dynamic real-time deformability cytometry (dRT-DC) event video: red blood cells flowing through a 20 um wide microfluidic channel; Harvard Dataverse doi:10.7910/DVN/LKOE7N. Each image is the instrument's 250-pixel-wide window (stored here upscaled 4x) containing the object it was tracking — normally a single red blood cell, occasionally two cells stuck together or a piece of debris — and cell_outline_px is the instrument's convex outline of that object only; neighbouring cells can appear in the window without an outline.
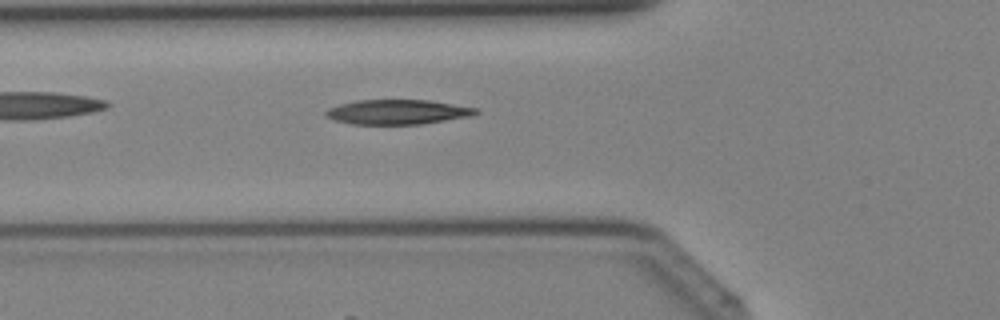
{"species": "Egyptian fruit bat (a non-hibernating species)", "species_latin": "Rousettus aegyptiacus", "temperature_condition": "cold", "stored_images_in_passage": 39, "camera_frame_rate_fps": 3000, "um_per_image_px": 0.085, "animal": {"sex": "female"}, "frame": {"image": 1, "passage_image": 14, "time_ms": 4.333, "image_size_px": [1000, 320], "cell_outline_px": [[480, 112], [472, 116], [420, 124], [352, 124], [336, 120], [324, 116], [324, 112], [328, 108], [340, 104], [356, 100], [432, 100], [476, 108]], "centroid_in_image_um": [33.79, 9.51], "position_along_channel_um": 92.0, "area_um2": 21.62}}
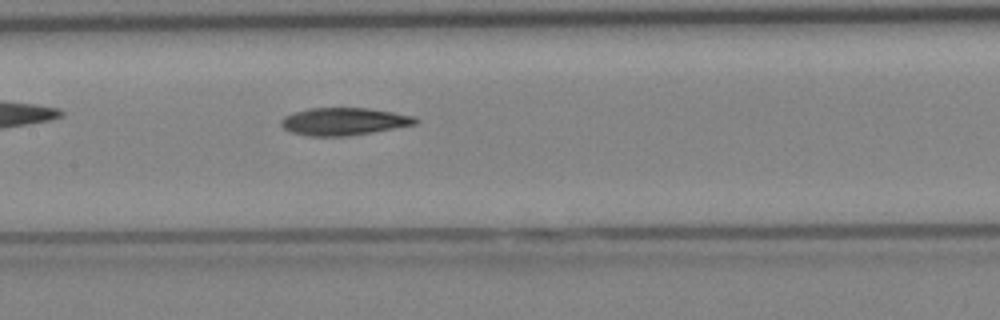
{"frame": {"image": 2, "passage_image": 19, "time_ms": 6.0, "image_size_px": [1000, 320], "cell_outline_px": [[420, 120], [416, 124], [372, 132], [348, 136], [308, 136], [292, 132], [284, 128], [280, 124], [280, 120], [284, 116], [292, 112], [308, 108], [368, 108], [416, 116]], "centroid_in_image_um": [29.22, 10.32], "position_along_channel_um": 178.2, "area_um2": 21.62}}
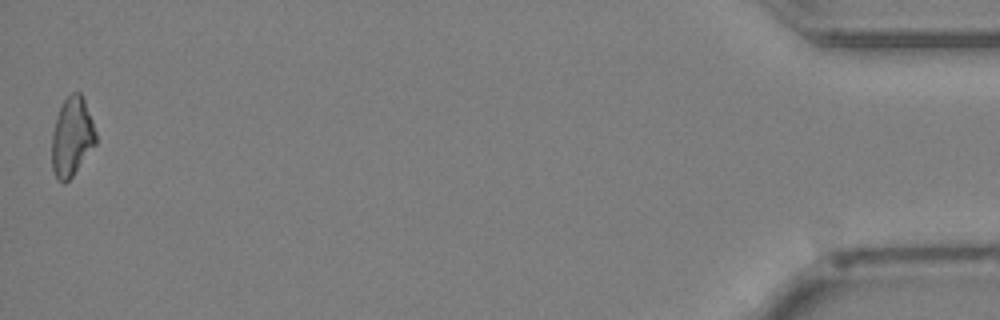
{"frame": {"image": 3, "passage_image": 39, "time_ms": 12.667, "image_size_px": [1000, 320], "cell_outline_px": [[96, 144], [72, 176], [64, 184], [56, 180], [52, 168], [52, 132], [56, 116], [64, 100], [72, 92], [80, 92], [84, 100], [92, 120], [96, 132]], "centroid_in_image_um": [6.1, 11.65], "position_along_channel_um": 429.1, "area_um2": 20.23}}